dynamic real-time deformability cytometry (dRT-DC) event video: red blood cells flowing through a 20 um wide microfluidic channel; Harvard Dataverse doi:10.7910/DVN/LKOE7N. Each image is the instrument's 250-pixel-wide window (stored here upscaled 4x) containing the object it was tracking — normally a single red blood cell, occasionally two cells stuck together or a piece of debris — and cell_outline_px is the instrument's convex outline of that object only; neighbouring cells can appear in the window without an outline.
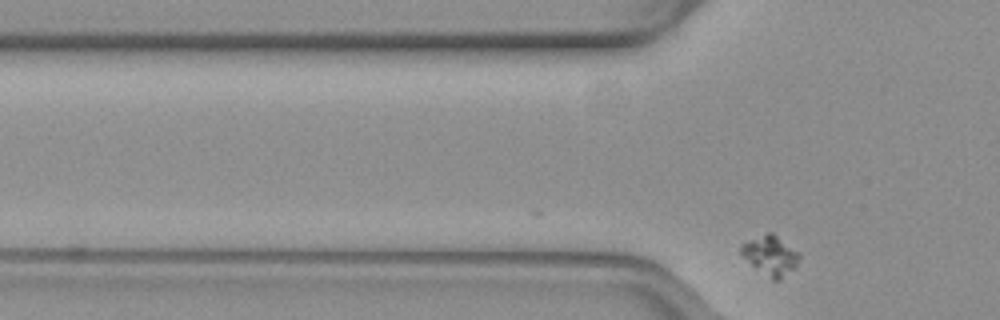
{"species": "common noctule bat (a hibernating species)", "species_latin": "Nyctalus noctula", "temperature_condition": "warm", "stored_images_in_passage": 2, "camera_frame_rate_fps": 3000, "um_per_image_px": 0.085, "animal": {"sex": "female", "body_mass_g": 19.3, "forearm_length_mm": 54.1}, "frame": {"image": 1, "passage_image": 2, "time_ms": 0.333, "image_size_px": [1000, 320], "cell_outline_px": [[800, 256], [796, 268], [780, 280], [772, 280], [756, 268], [740, 252], [740, 244], [768, 232], [772, 232], [800, 252]], "centroid_in_image_um": [65.54, 21.71], "position_along_channel_um": 60.3, "area_um2": 13.35}}